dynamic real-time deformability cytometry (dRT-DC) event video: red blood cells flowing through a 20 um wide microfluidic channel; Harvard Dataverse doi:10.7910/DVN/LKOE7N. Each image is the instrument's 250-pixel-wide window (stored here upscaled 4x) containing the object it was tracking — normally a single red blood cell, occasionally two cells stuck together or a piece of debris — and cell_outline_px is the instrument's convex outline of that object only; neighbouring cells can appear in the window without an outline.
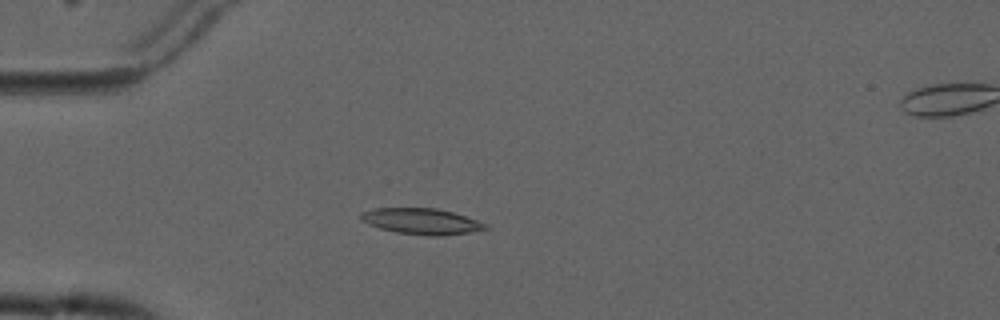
{"species": "common noctule bat (a hibernating species)", "species_latin": "Nyctalus noctula", "temperature_condition": "cold", "stored_images_in_passage": 6, "camera_frame_rate_fps": 3000, "um_per_image_px": 0.085, "animal": {"sex": "male", "forearm_length_mm": 52.5}, "frame": {"image": 1, "passage_image": 5, "time_ms": 4.667, "image_size_px": [1000, 320], "cell_outline_px": [[488, 228], [472, 232], [436, 236], [428, 236], [396, 232], [380, 228], [368, 224], [360, 220], [360, 212], [376, 208], [436, 208], [452, 212], [488, 224]], "centroid_in_image_um": [35.8, 18.81], "position_along_channel_um": 49.2, "area_um2": 18.79}}